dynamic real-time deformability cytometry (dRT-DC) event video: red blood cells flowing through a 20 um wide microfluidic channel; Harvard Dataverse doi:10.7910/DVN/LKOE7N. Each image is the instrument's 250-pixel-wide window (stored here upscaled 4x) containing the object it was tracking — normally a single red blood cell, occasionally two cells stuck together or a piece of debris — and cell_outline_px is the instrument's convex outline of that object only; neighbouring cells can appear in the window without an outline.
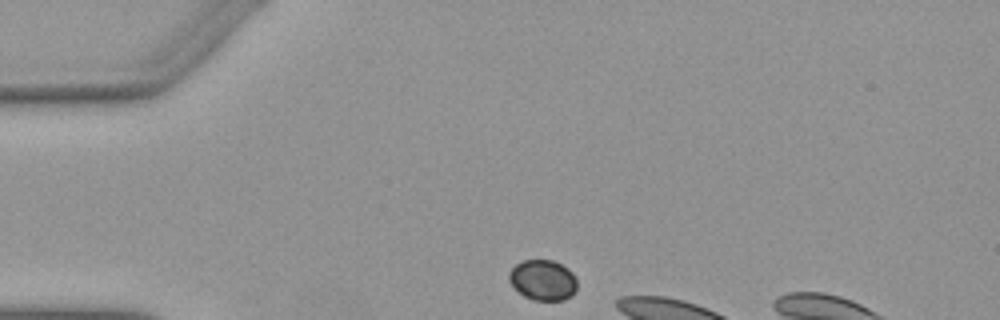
{"species": "Egyptian fruit bat (a non-hibernating species)", "species_latin": "Rousettus aegyptiacus", "temperature_condition": "warm", "stored_images_in_passage": 5, "camera_frame_rate_fps": 3000, "um_per_image_px": 0.085, "animal": {"sex": "female"}, "frame": {"image": 1, "passage_image": 1, "time_ms": 0.0, "image_size_px": [1000, 320], "cell_outline_px": [[576, 292], [572, 296], [564, 300], [532, 300], [524, 296], [508, 280], [508, 272], [516, 264], [524, 260], [552, 260], [568, 268], [572, 272], [576, 280]], "centroid_in_image_um": [46.15, 23.81], "position_along_channel_um": 38.8, "area_um2": 16.07}}